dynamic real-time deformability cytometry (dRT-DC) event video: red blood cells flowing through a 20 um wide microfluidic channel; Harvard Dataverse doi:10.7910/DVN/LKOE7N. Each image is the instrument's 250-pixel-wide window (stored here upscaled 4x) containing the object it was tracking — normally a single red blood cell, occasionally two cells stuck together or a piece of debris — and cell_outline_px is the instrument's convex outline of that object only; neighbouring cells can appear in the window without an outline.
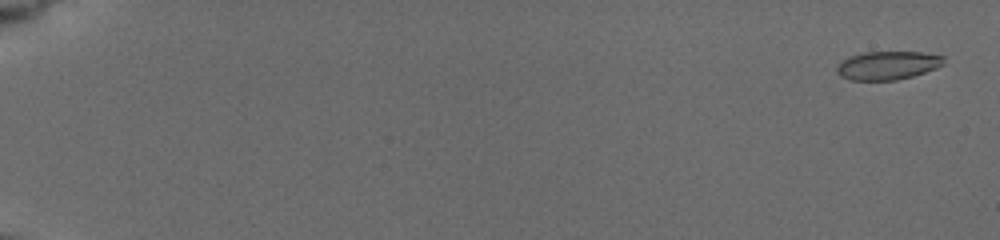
{"species": "common noctule bat (a hibernating species)", "species_latin": "Nyctalus noctula", "temperature_condition": "cold", "stored_images_in_passage": 50, "camera_frame_rate_fps": 3000, "um_per_image_px": 0.085, "animal": {"sex": "female", "body_mass_g": 19.5, "forearm_length_mm": 54.1}, "frame": {"image": 1, "passage_image": 1, "time_ms": 0.0, "image_size_px": [1000, 240], "cell_outline_px": [[944, 64], [936, 68], [912, 76], [896, 80], [852, 80], [840, 76], [836, 72], [836, 64], [848, 56], [864, 52], [920, 52], [944, 56]], "centroid_in_image_um": [75.41, 5.55], "position_along_channel_um": 9.6, "area_um2": 17.8}}
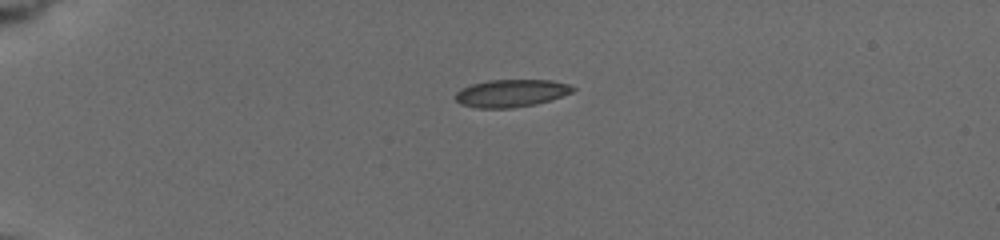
{"frame": {"image": 2, "passage_image": 35, "time_ms": 4.667, "image_size_px": [1000, 240], "cell_outline_px": [[576, 88], [572, 92], [536, 104], [512, 108], [476, 108], [460, 104], [456, 100], [456, 92], [460, 88], [472, 84], [488, 80], [552, 80], [568, 84]], "centroid_in_image_um": [43.41, 7.92], "position_along_channel_um": 41.6, "area_um2": 18.79}}